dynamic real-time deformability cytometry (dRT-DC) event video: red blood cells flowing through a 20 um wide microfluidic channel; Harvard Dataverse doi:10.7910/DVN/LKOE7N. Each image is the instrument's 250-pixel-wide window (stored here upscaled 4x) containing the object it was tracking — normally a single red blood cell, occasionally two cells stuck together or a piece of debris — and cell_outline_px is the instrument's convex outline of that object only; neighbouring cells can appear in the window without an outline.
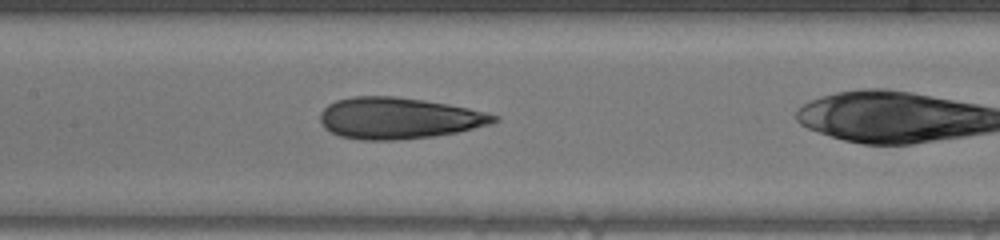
{"species": "human", "species_latin": "Homo sapiens", "temperature_condition": "warm", "stored_images_in_passage": 32, "camera_frame_rate_fps": 3000, "um_per_image_px": 0.085, "donor": {"sex": "male"}, "frame": {"image": 1, "passage_image": 17, "time_ms": 5.333, "image_size_px": [1000, 240], "cell_outline_px": [[500, 120], [492, 124], [456, 132], [432, 136], [396, 140], [360, 140], [340, 136], [324, 128], [320, 120], [320, 112], [328, 104], [336, 100], [352, 96], [392, 96], [424, 100], [448, 104], [468, 108], [500, 116]], "centroid_in_image_um": [33.87, 10.04], "position_along_channel_um": 173.5, "area_um2": 41.91}}
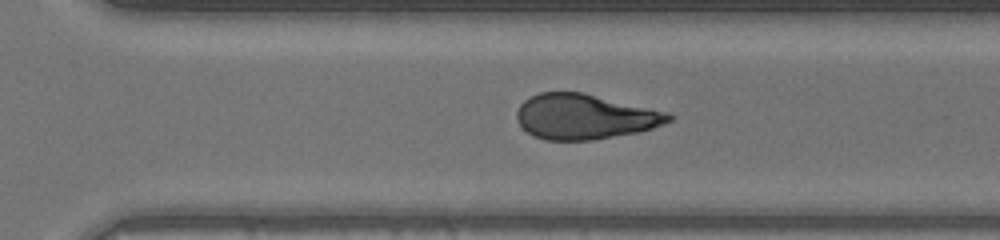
{"frame": {"image": 2, "passage_image": 27, "time_ms": 8.667, "image_size_px": [1000, 240], "cell_outline_px": [[672, 120], [664, 124], [652, 128], [636, 132], [592, 140], [544, 140], [532, 136], [516, 120], [516, 112], [520, 104], [524, 100], [540, 92], [584, 92], [668, 112], [672, 116]], "centroid_in_image_um": [49.68, 9.91], "position_along_channel_um": 320.9, "area_um2": 39.94}}
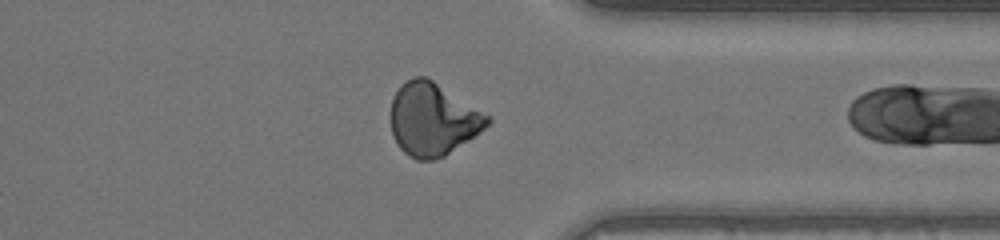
{"frame": {"image": 3, "passage_image": 31, "time_ms": 10.0, "image_size_px": [1000, 240], "cell_outline_px": [[492, 120], [484, 128], [468, 140], [444, 156], [436, 160], [416, 160], [408, 156], [400, 148], [392, 132], [392, 100], [396, 92], [412, 76], [424, 76], [432, 80], [488, 116]], "centroid_in_image_um": [36.76, 10.17], "position_along_channel_um": 374.6, "area_um2": 39.94}}